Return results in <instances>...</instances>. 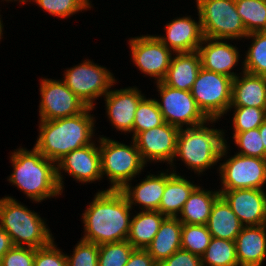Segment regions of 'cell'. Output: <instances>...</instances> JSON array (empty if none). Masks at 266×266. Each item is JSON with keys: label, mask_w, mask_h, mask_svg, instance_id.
I'll list each match as a JSON object with an SVG mask.
<instances>
[{"label": "cell", "mask_w": 266, "mask_h": 266, "mask_svg": "<svg viewBox=\"0 0 266 266\" xmlns=\"http://www.w3.org/2000/svg\"><path fill=\"white\" fill-rule=\"evenodd\" d=\"M132 207L121 190H99L82 213V240L95 243L127 240Z\"/></svg>", "instance_id": "6da1fadb"}, {"label": "cell", "mask_w": 266, "mask_h": 266, "mask_svg": "<svg viewBox=\"0 0 266 266\" xmlns=\"http://www.w3.org/2000/svg\"><path fill=\"white\" fill-rule=\"evenodd\" d=\"M88 107L84 112L53 120H39V134L34 147L47 159L57 163L73 150L95 140V117ZM91 112V113H90Z\"/></svg>", "instance_id": "7a4b0ae2"}, {"label": "cell", "mask_w": 266, "mask_h": 266, "mask_svg": "<svg viewBox=\"0 0 266 266\" xmlns=\"http://www.w3.org/2000/svg\"><path fill=\"white\" fill-rule=\"evenodd\" d=\"M10 155L13 171L7 180L29 199L40 203L62 194L55 162L45 158L35 147L31 150L19 147Z\"/></svg>", "instance_id": "3957f363"}, {"label": "cell", "mask_w": 266, "mask_h": 266, "mask_svg": "<svg viewBox=\"0 0 266 266\" xmlns=\"http://www.w3.org/2000/svg\"><path fill=\"white\" fill-rule=\"evenodd\" d=\"M216 119H209L207 122L179 130L177 137L176 154L170 164V170L176 173L175 161L181 160L186 168L201 175L211 166L217 165L222 159L228 157V145L223 129L207 127L215 123ZM207 124V125H206ZM172 168V169H171ZM175 169V170H174Z\"/></svg>", "instance_id": "277c9868"}, {"label": "cell", "mask_w": 266, "mask_h": 266, "mask_svg": "<svg viewBox=\"0 0 266 266\" xmlns=\"http://www.w3.org/2000/svg\"><path fill=\"white\" fill-rule=\"evenodd\" d=\"M0 226L10 235L14 246L37 249L55 239L44 219L12 196L0 199Z\"/></svg>", "instance_id": "5b68a950"}, {"label": "cell", "mask_w": 266, "mask_h": 266, "mask_svg": "<svg viewBox=\"0 0 266 266\" xmlns=\"http://www.w3.org/2000/svg\"><path fill=\"white\" fill-rule=\"evenodd\" d=\"M98 138L102 178L107 176L111 183L107 190H122L141 174L146 164L133 139L129 146L103 135Z\"/></svg>", "instance_id": "8992f818"}, {"label": "cell", "mask_w": 266, "mask_h": 266, "mask_svg": "<svg viewBox=\"0 0 266 266\" xmlns=\"http://www.w3.org/2000/svg\"><path fill=\"white\" fill-rule=\"evenodd\" d=\"M196 6L204 37L237 41L248 35L235 0H196Z\"/></svg>", "instance_id": "52a82bcc"}, {"label": "cell", "mask_w": 266, "mask_h": 266, "mask_svg": "<svg viewBox=\"0 0 266 266\" xmlns=\"http://www.w3.org/2000/svg\"><path fill=\"white\" fill-rule=\"evenodd\" d=\"M62 80L88 107L94 108L96 99L105 96L116 84L114 74L105 66L86 59L64 70Z\"/></svg>", "instance_id": "ba28073f"}, {"label": "cell", "mask_w": 266, "mask_h": 266, "mask_svg": "<svg viewBox=\"0 0 266 266\" xmlns=\"http://www.w3.org/2000/svg\"><path fill=\"white\" fill-rule=\"evenodd\" d=\"M232 83L229 76L200 68L191 94L208 119L219 120L227 114L232 99Z\"/></svg>", "instance_id": "9c48e42d"}, {"label": "cell", "mask_w": 266, "mask_h": 266, "mask_svg": "<svg viewBox=\"0 0 266 266\" xmlns=\"http://www.w3.org/2000/svg\"><path fill=\"white\" fill-rule=\"evenodd\" d=\"M156 87L161 99L156 102L166 123L182 129L209 120L197 106L191 91L172 88L163 81L157 82Z\"/></svg>", "instance_id": "30bf717a"}, {"label": "cell", "mask_w": 266, "mask_h": 266, "mask_svg": "<svg viewBox=\"0 0 266 266\" xmlns=\"http://www.w3.org/2000/svg\"><path fill=\"white\" fill-rule=\"evenodd\" d=\"M221 188L218 190H265L266 159L235 154L219 163Z\"/></svg>", "instance_id": "8fae6325"}, {"label": "cell", "mask_w": 266, "mask_h": 266, "mask_svg": "<svg viewBox=\"0 0 266 266\" xmlns=\"http://www.w3.org/2000/svg\"><path fill=\"white\" fill-rule=\"evenodd\" d=\"M39 120H53L84 112L88 106L65 84L56 79L41 78Z\"/></svg>", "instance_id": "7c38bea8"}, {"label": "cell", "mask_w": 266, "mask_h": 266, "mask_svg": "<svg viewBox=\"0 0 266 266\" xmlns=\"http://www.w3.org/2000/svg\"><path fill=\"white\" fill-rule=\"evenodd\" d=\"M128 41L134 66L145 75L155 78V83L162 82L174 53L156 35H141Z\"/></svg>", "instance_id": "4fadbf2b"}, {"label": "cell", "mask_w": 266, "mask_h": 266, "mask_svg": "<svg viewBox=\"0 0 266 266\" xmlns=\"http://www.w3.org/2000/svg\"><path fill=\"white\" fill-rule=\"evenodd\" d=\"M96 141L95 139L92 144L71 151L56 163L57 179L62 193L64 175L61 174L63 172L68 173L76 182L85 185L102 180L101 155Z\"/></svg>", "instance_id": "5bb4252c"}, {"label": "cell", "mask_w": 266, "mask_h": 266, "mask_svg": "<svg viewBox=\"0 0 266 266\" xmlns=\"http://www.w3.org/2000/svg\"><path fill=\"white\" fill-rule=\"evenodd\" d=\"M179 128L164 123L158 127L140 132L133 140L145 164L147 162H168L171 164L176 154Z\"/></svg>", "instance_id": "9a60e30c"}, {"label": "cell", "mask_w": 266, "mask_h": 266, "mask_svg": "<svg viewBox=\"0 0 266 266\" xmlns=\"http://www.w3.org/2000/svg\"><path fill=\"white\" fill-rule=\"evenodd\" d=\"M219 192L244 226L266 224V190L234 189Z\"/></svg>", "instance_id": "2e32d148"}, {"label": "cell", "mask_w": 266, "mask_h": 266, "mask_svg": "<svg viewBox=\"0 0 266 266\" xmlns=\"http://www.w3.org/2000/svg\"><path fill=\"white\" fill-rule=\"evenodd\" d=\"M145 97L136 86L111 90L103 97L106 115L111 125L118 131L133 133L135 112L139 102Z\"/></svg>", "instance_id": "e0dca14e"}, {"label": "cell", "mask_w": 266, "mask_h": 266, "mask_svg": "<svg viewBox=\"0 0 266 266\" xmlns=\"http://www.w3.org/2000/svg\"><path fill=\"white\" fill-rule=\"evenodd\" d=\"M198 22L191 16L176 17L164 27L166 34L156 37L173 53H189L198 51L204 35L200 16Z\"/></svg>", "instance_id": "ac0fdd59"}, {"label": "cell", "mask_w": 266, "mask_h": 266, "mask_svg": "<svg viewBox=\"0 0 266 266\" xmlns=\"http://www.w3.org/2000/svg\"><path fill=\"white\" fill-rule=\"evenodd\" d=\"M227 41L229 40L204 37L198 52L202 68L234 79L240 74L234 72L233 69L238 66L242 57H240L239 48Z\"/></svg>", "instance_id": "d6986e66"}, {"label": "cell", "mask_w": 266, "mask_h": 266, "mask_svg": "<svg viewBox=\"0 0 266 266\" xmlns=\"http://www.w3.org/2000/svg\"><path fill=\"white\" fill-rule=\"evenodd\" d=\"M167 172L157 175L149 174L143 181L136 184L128 183L121 191L125 194L132 208L139 206L141 211H159V205L167 182Z\"/></svg>", "instance_id": "ffe728a7"}, {"label": "cell", "mask_w": 266, "mask_h": 266, "mask_svg": "<svg viewBox=\"0 0 266 266\" xmlns=\"http://www.w3.org/2000/svg\"><path fill=\"white\" fill-rule=\"evenodd\" d=\"M235 245L239 266H262L266 258V224L244 226Z\"/></svg>", "instance_id": "44dd1931"}, {"label": "cell", "mask_w": 266, "mask_h": 266, "mask_svg": "<svg viewBox=\"0 0 266 266\" xmlns=\"http://www.w3.org/2000/svg\"><path fill=\"white\" fill-rule=\"evenodd\" d=\"M232 83L230 106L257 107L266 110V76L243 71Z\"/></svg>", "instance_id": "7402d4cb"}, {"label": "cell", "mask_w": 266, "mask_h": 266, "mask_svg": "<svg viewBox=\"0 0 266 266\" xmlns=\"http://www.w3.org/2000/svg\"><path fill=\"white\" fill-rule=\"evenodd\" d=\"M201 67L198 51L174 53L163 82L172 88L191 91Z\"/></svg>", "instance_id": "603a6c76"}, {"label": "cell", "mask_w": 266, "mask_h": 266, "mask_svg": "<svg viewBox=\"0 0 266 266\" xmlns=\"http://www.w3.org/2000/svg\"><path fill=\"white\" fill-rule=\"evenodd\" d=\"M181 233L182 222L177 217H166L145 250L159 264L181 248Z\"/></svg>", "instance_id": "cb8c5ba5"}, {"label": "cell", "mask_w": 266, "mask_h": 266, "mask_svg": "<svg viewBox=\"0 0 266 266\" xmlns=\"http://www.w3.org/2000/svg\"><path fill=\"white\" fill-rule=\"evenodd\" d=\"M193 183L194 181L191 182L172 170L170 173L168 171L164 194L159 205V212L166 217H178L184 203L198 186Z\"/></svg>", "instance_id": "d4e9b609"}, {"label": "cell", "mask_w": 266, "mask_h": 266, "mask_svg": "<svg viewBox=\"0 0 266 266\" xmlns=\"http://www.w3.org/2000/svg\"><path fill=\"white\" fill-rule=\"evenodd\" d=\"M219 197V190L212 191L197 186L184 203L177 218L184 224L206 225L213 204Z\"/></svg>", "instance_id": "484cf974"}, {"label": "cell", "mask_w": 266, "mask_h": 266, "mask_svg": "<svg viewBox=\"0 0 266 266\" xmlns=\"http://www.w3.org/2000/svg\"><path fill=\"white\" fill-rule=\"evenodd\" d=\"M206 225L212 237L230 241H235L237 235L244 227L232 211V208L221 196L213 204Z\"/></svg>", "instance_id": "4316f807"}, {"label": "cell", "mask_w": 266, "mask_h": 266, "mask_svg": "<svg viewBox=\"0 0 266 266\" xmlns=\"http://www.w3.org/2000/svg\"><path fill=\"white\" fill-rule=\"evenodd\" d=\"M165 218L159 211H139L132 216L127 241L135 249H146Z\"/></svg>", "instance_id": "83f0119b"}, {"label": "cell", "mask_w": 266, "mask_h": 266, "mask_svg": "<svg viewBox=\"0 0 266 266\" xmlns=\"http://www.w3.org/2000/svg\"><path fill=\"white\" fill-rule=\"evenodd\" d=\"M245 39H251L252 43L245 51L241 69L251 74L266 76V31L249 33Z\"/></svg>", "instance_id": "f1b7e54d"}, {"label": "cell", "mask_w": 266, "mask_h": 266, "mask_svg": "<svg viewBox=\"0 0 266 266\" xmlns=\"http://www.w3.org/2000/svg\"><path fill=\"white\" fill-rule=\"evenodd\" d=\"M201 261L203 266H239L235 241L212 237Z\"/></svg>", "instance_id": "f546056e"}, {"label": "cell", "mask_w": 266, "mask_h": 266, "mask_svg": "<svg viewBox=\"0 0 266 266\" xmlns=\"http://www.w3.org/2000/svg\"><path fill=\"white\" fill-rule=\"evenodd\" d=\"M247 33L266 31V0H235Z\"/></svg>", "instance_id": "4dcf8cb0"}, {"label": "cell", "mask_w": 266, "mask_h": 266, "mask_svg": "<svg viewBox=\"0 0 266 266\" xmlns=\"http://www.w3.org/2000/svg\"><path fill=\"white\" fill-rule=\"evenodd\" d=\"M165 123L162 113L158 107L155 98H146V96L139 102L133 123L134 139L140 132L158 127Z\"/></svg>", "instance_id": "1f68e13d"}, {"label": "cell", "mask_w": 266, "mask_h": 266, "mask_svg": "<svg viewBox=\"0 0 266 266\" xmlns=\"http://www.w3.org/2000/svg\"><path fill=\"white\" fill-rule=\"evenodd\" d=\"M211 239L212 235L208 231L207 225L182 223V249L198 256H202L210 244Z\"/></svg>", "instance_id": "d6a6232c"}, {"label": "cell", "mask_w": 266, "mask_h": 266, "mask_svg": "<svg viewBox=\"0 0 266 266\" xmlns=\"http://www.w3.org/2000/svg\"><path fill=\"white\" fill-rule=\"evenodd\" d=\"M27 2L31 0H26ZM32 2L51 16L62 19H67L79 11L82 12L92 7L90 0H32Z\"/></svg>", "instance_id": "836d02e7"}, {"label": "cell", "mask_w": 266, "mask_h": 266, "mask_svg": "<svg viewBox=\"0 0 266 266\" xmlns=\"http://www.w3.org/2000/svg\"><path fill=\"white\" fill-rule=\"evenodd\" d=\"M134 250L127 240L100 244L98 266H125Z\"/></svg>", "instance_id": "e575fe53"}, {"label": "cell", "mask_w": 266, "mask_h": 266, "mask_svg": "<svg viewBox=\"0 0 266 266\" xmlns=\"http://www.w3.org/2000/svg\"><path fill=\"white\" fill-rule=\"evenodd\" d=\"M234 109L232 125L234 132H246L258 128L266 120V110L257 107L230 106Z\"/></svg>", "instance_id": "d590c367"}, {"label": "cell", "mask_w": 266, "mask_h": 266, "mask_svg": "<svg viewBox=\"0 0 266 266\" xmlns=\"http://www.w3.org/2000/svg\"><path fill=\"white\" fill-rule=\"evenodd\" d=\"M234 143L238 146L237 154L266 159L264 145L261 140L259 128L246 132H233Z\"/></svg>", "instance_id": "8d00e7d4"}, {"label": "cell", "mask_w": 266, "mask_h": 266, "mask_svg": "<svg viewBox=\"0 0 266 266\" xmlns=\"http://www.w3.org/2000/svg\"><path fill=\"white\" fill-rule=\"evenodd\" d=\"M74 248L66 254L67 266H98L99 245L80 239Z\"/></svg>", "instance_id": "74e56055"}, {"label": "cell", "mask_w": 266, "mask_h": 266, "mask_svg": "<svg viewBox=\"0 0 266 266\" xmlns=\"http://www.w3.org/2000/svg\"><path fill=\"white\" fill-rule=\"evenodd\" d=\"M34 266H67L66 254L53 240L49 245L36 249Z\"/></svg>", "instance_id": "f35d334b"}, {"label": "cell", "mask_w": 266, "mask_h": 266, "mask_svg": "<svg viewBox=\"0 0 266 266\" xmlns=\"http://www.w3.org/2000/svg\"><path fill=\"white\" fill-rule=\"evenodd\" d=\"M36 248L13 246L2 258L0 266H34Z\"/></svg>", "instance_id": "ab89813d"}, {"label": "cell", "mask_w": 266, "mask_h": 266, "mask_svg": "<svg viewBox=\"0 0 266 266\" xmlns=\"http://www.w3.org/2000/svg\"><path fill=\"white\" fill-rule=\"evenodd\" d=\"M158 266H203L201 256L188 252L180 248L167 259L163 260Z\"/></svg>", "instance_id": "60d3db41"}, {"label": "cell", "mask_w": 266, "mask_h": 266, "mask_svg": "<svg viewBox=\"0 0 266 266\" xmlns=\"http://www.w3.org/2000/svg\"><path fill=\"white\" fill-rule=\"evenodd\" d=\"M125 266H158L145 249H135Z\"/></svg>", "instance_id": "b9f144b4"}, {"label": "cell", "mask_w": 266, "mask_h": 266, "mask_svg": "<svg viewBox=\"0 0 266 266\" xmlns=\"http://www.w3.org/2000/svg\"><path fill=\"white\" fill-rule=\"evenodd\" d=\"M10 235L0 226V265L4 255L13 247Z\"/></svg>", "instance_id": "7bdbcfd3"}, {"label": "cell", "mask_w": 266, "mask_h": 266, "mask_svg": "<svg viewBox=\"0 0 266 266\" xmlns=\"http://www.w3.org/2000/svg\"><path fill=\"white\" fill-rule=\"evenodd\" d=\"M258 128L266 153V120Z\"/></svg>", "instance_id": "ee69618b"}, {"label": "cell", "mask_w": 266, "mask_h": 266, "mask_svg": "<svg viewBox=\"0 0 266 266\" xmlns=\"http://www.w3.org/2000/svg\"><path fill=\"white\" fill-rule=\"evenodd\" d=\"M0 16H1V14H0ZM1 19L2 18L0 17V41H1L2 37H3V31H4V29H3L4 25L2 23L3 21Z\"/></svg>", "instance_id": "f6af8a7d"}, {"label": "cell", "mask_w": 266, "mask_h": 266, "mask_svg": "<svg viewBox=\"0 0 266 266\" xmlns=\"http://www.w3.org/2000/svg\"><path fill=\"white\" fill-rule=\"evenodd\" d=\"M2 1H18L19 3H21V4H25L26 3V0H2Z\"/></svg>", "instance_id": "bcb514c9"}]
</instances>
